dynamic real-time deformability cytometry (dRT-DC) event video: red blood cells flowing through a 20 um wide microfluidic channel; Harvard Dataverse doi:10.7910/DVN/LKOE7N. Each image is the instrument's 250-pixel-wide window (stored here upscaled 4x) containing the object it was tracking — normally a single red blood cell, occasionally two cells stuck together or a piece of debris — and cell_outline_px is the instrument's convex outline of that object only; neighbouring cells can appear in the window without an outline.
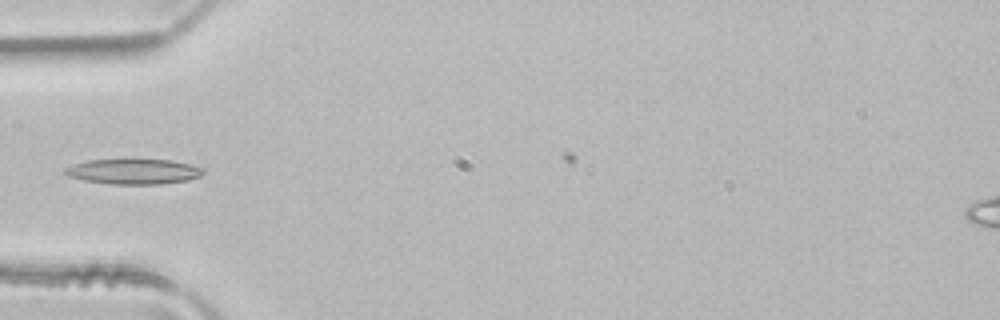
{"species": "common noctule bat (a hibernating species)", "species_latin": "Nyctalus noctula", "temperature_condition": "room temperature", "stored_images_in_passage": 4, "camera_frame_rate_fps": 3000, "um_per_image_px": 0.085, "animal": {"sex": "male", "body_mass_g": 21.5, "forearm_length_mm": 52.0}, "frame": {"image": 1, "passage_image": 3, "time_ms": 0.667, "image_size_px": [1000, 320], "cell_outline_px": [[204, 172], [200, 176], [188, 180], [160, 184], [112, 184], [84, 180], [68, 176], [60, 172], [64, 168], [72, 164], [88, 160], [172, 160], [204, 168]], "centroid_in_image_um": [11.31, 14.58], "position_along_channel_um": 73.7, "area_um2": 20.29}}
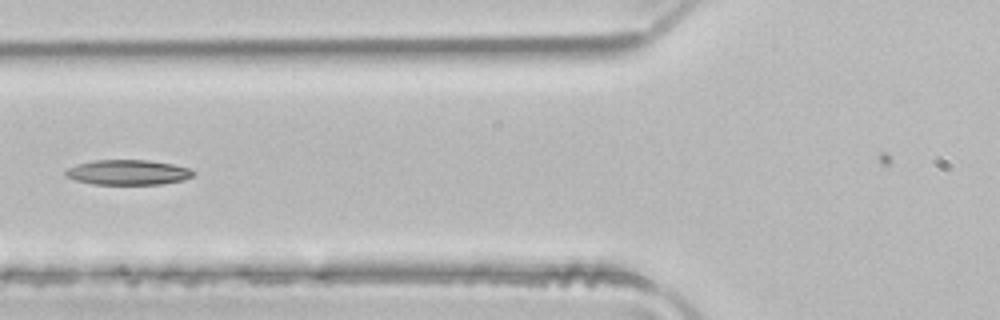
{"frame": {"image": 2, "passage_image": 4, "time_ms": 1.0, "image_size_px": [1000, 320], "cell_outline_px": [[196, 172], [192, 176], [180, 180], [160, 184], [92, 184], [76, 180], [68, 176], [64, 172], [68, 168], [76, 164], [96, 160], [148, 160], [172, 164], [192, 168]], "centroid_in_image_um": [10.89, 14.64], "position_along_channel_um": 114.9, "area_um2": 18.5}}